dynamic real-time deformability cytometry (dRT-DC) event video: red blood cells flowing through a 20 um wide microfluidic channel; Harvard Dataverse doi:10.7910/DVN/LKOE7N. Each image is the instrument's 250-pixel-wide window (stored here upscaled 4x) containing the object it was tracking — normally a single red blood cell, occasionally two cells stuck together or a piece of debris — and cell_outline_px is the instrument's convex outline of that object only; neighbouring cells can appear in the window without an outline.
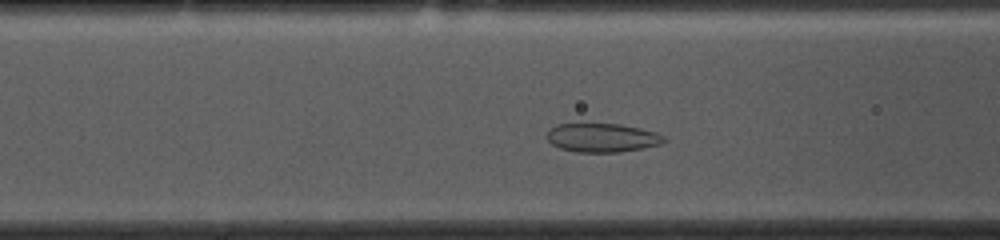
{"species": "common noctule bat (a hibernating species)", "species_latin": "Nyctalus noctula", "temperature_condition": "cold", "stored_images_in_passage": 38, "camera_frame_rate_fps": 3000, "um_per_image_px": 0.085, "animal": {"sex": "female", "body_mass_g": 10.0, "forearm_length_mm": 53.1}, "frame": {"image": 1, "passage_image": 14, "time_ms": 4.333, "image_size_px": [1000, 240], "cell_outline_px": [[668, 140], [660, 144], [644, 148], [620, 152], [576, 152], [560, 148], [552, 144], [548, 140], [548, 132], [556, 124], [620, 124], [640, 128], [656, 132], [664, 136]], "centroid_in_image_um": [51.23, 11.71], "position_along_channel_um": 115.4, "area_um2": 19.59}}
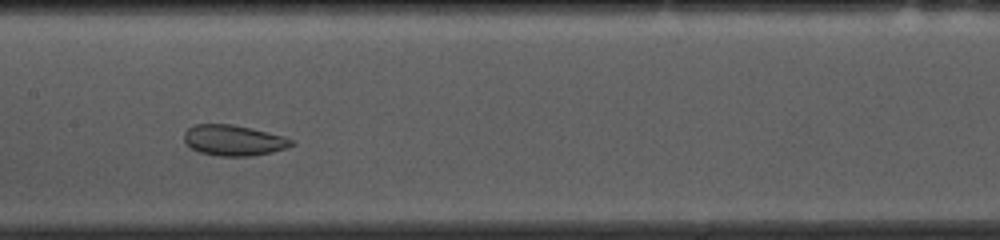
{"frame": {"image": 2, "passage_image": 20, "time_ms": 6.333, "image_size_px": [1000, 240], "cell_outline_px": [[296, 144], [288, 148], [272, 152], [252, 156], [220, 156], [200, 152], [192, 148], [184, 140], [184, 132], [192, 124], [232, 124], [252, 128], [284, 136], [296, 140]], "centroid_in_image_um": [19.91, 11.92], "position_along_channel_um": 187.5, "area_um2": 19.42}}
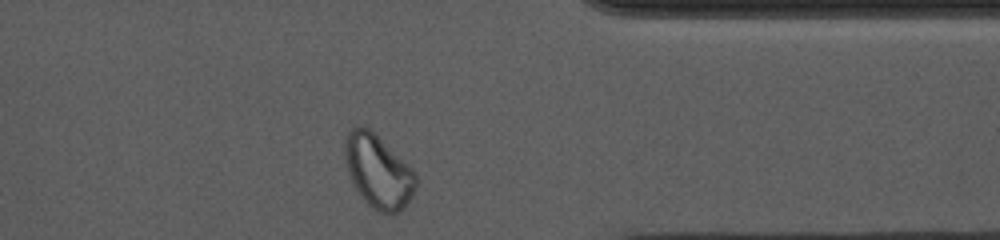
{"frame": {"image": 3, "passage_image": 37, "time_ms": 12.0, "image_size_px": [1000, 240], "cell_outline_px": [[416, 188], [412, 196], [404, 208], [396, 212], [376, 212], [364, 200], [356, 188], [348, 172], [344, 156], [344, 144], [348, 132], [352, 128], [360, 124], [368, 128], [412, 168], [416, 176]], "centroid_in_image_um": [32.13, 14.56], "position_along_channel_um": 379.3, "area_um2": 29.88}}